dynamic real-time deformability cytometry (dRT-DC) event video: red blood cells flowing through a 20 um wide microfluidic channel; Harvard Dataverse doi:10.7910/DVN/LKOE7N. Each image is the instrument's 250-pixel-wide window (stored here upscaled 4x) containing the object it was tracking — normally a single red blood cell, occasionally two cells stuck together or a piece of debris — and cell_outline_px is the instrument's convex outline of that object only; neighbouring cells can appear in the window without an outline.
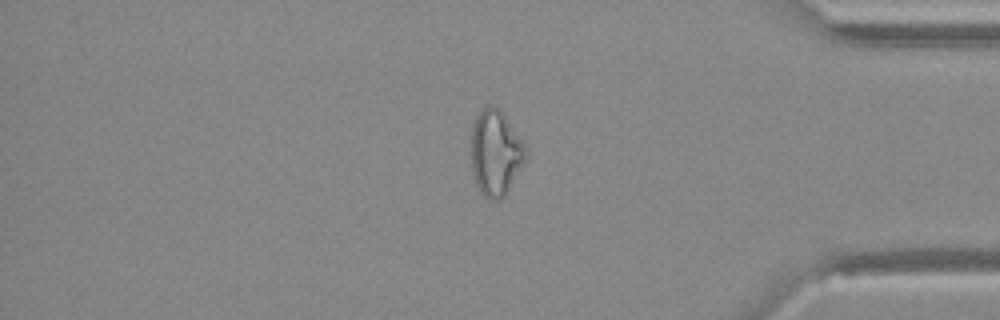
{"species": "Egyptian fruit bat (a non-hibernating species)", "species_latin": "Rousettus aegyptiacus", "temperature_condition": "warm", "stored_images_in_passage": 47, "camera_frame_rate_fps": 3000, "um_per_image_px": 0.085, "animal": {"sex": "female"}, "frame": {"image": 1, "passage_image": 40, "time_ms": 13.0, "image_size_px": [1000, 320], "cell_outline_px": [[524, 160], [504, 196], [500, 200], [488, 200], [480, 192], [476, 184], [472, 172], [472, 124], [476, 116], [488, 104], [500, 108], [524, 144]], "centroid_in_image_um": [42.08, 12.98], "position_along_channel_um": 393.1, "area_um2": 26.65}}